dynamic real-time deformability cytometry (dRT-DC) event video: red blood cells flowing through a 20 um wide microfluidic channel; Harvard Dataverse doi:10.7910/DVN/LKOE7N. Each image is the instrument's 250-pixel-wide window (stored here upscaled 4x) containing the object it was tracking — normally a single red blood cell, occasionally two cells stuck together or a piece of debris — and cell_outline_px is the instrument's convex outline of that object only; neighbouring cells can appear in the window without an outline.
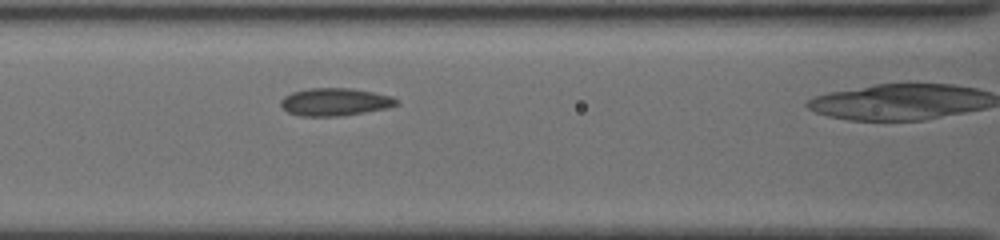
{"species": "common noctule bat (a hibernating species)", "species_latin": "Nyctalus noctula", "temperature_condition": "cold", "stored_images_in_passage": 6, "camera_frame_rate_fps": 3000, "um_per_image_px": 0.085, "animal": {"sex": "female", "body_mass_g": 19.5, "forearm_length_mm": 54.1}, "frame": {"image": 1, "passage_image": 5, "time_ms": 3.0, "image_size_px": [1000, 240], "cell_outline_px": [[400, 104], [384, 108], [364, 112], [340, 116], [300, 116], [288, 112], [280, 104], [280, 100], [284, 96], [292, 92], [308, 88], [352, 88], [392, 96], [400, 100]], "centroid_in_image_um": [28.47, 8.66], "position_along_channel_um": 138.1, "area_um2": 18.67}}